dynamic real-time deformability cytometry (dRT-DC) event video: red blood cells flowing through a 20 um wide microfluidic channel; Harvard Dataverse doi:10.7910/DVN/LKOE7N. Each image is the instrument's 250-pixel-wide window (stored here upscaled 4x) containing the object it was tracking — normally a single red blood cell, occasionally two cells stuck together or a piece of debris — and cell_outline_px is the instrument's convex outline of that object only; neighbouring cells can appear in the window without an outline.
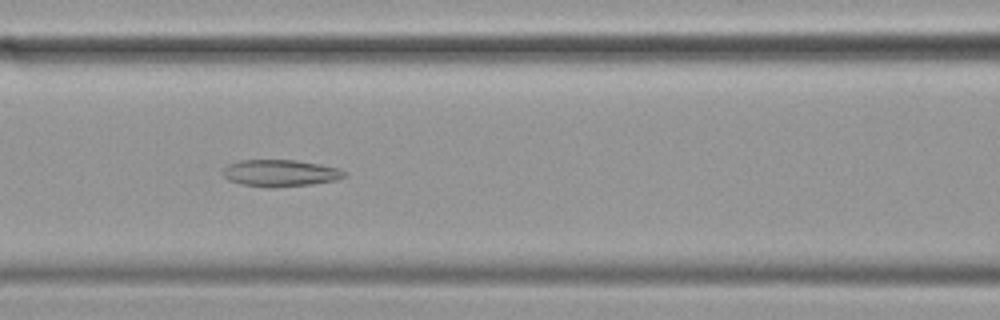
{"species": "common noctule bat (a hibernating species)", "species_latin": "Nyctalus noctula", "temperature_condition": "cold", "stored_images_in_passage": 47, "segment_of_instrument_passage": [1, 2], "camera_frame_rate_fps": 3000, "um_per_image_px": 0.085, "animal": {"sex": "female", "body_mass_g": 19.9}, "frame": {"image": 1, "passage_image": 14, "time_ms": 4.333, "image_size_px": [1000, 320], "cell_outline_px": [[348, 176], [336, 180], [308, 184], [240, 184], [228, 180], [224, 176], [224, 168], [228, 164], [240, 160], [296, 160], [320, 164], [340, 168], [348, 172]], "centroid_in_image_um": [23.9, 14.65], "position_along_channel_um": 142.7, "area_um2": 18.09}}
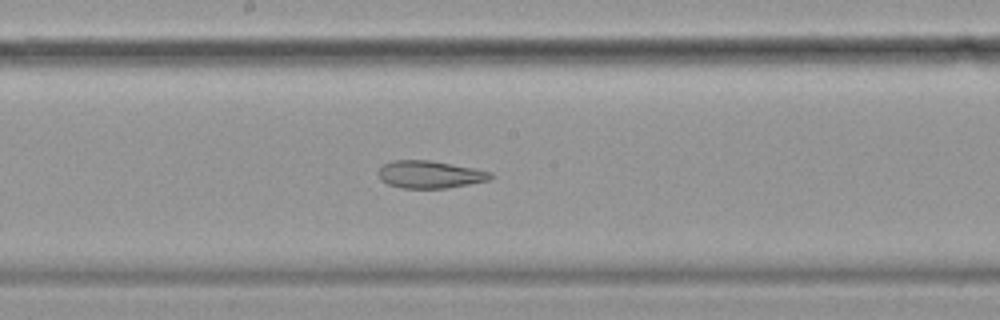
{"frame": {"image": 2, "passage_image": 20, "time_ms": 6.333, "image_size_px": [1000, 320], "cell_outline_px": [[492, 176], [488, 180], [448, 188], [400, 188], [388, 184], [380, 180], [380, 168], [384, 164], [392, 160], [428, 160], [472, 168], [492, 172]], "centroid_in_image_um": [36.51, 14.83], "position_along_channel_um": 211.7, "area_um2": 17.69}}
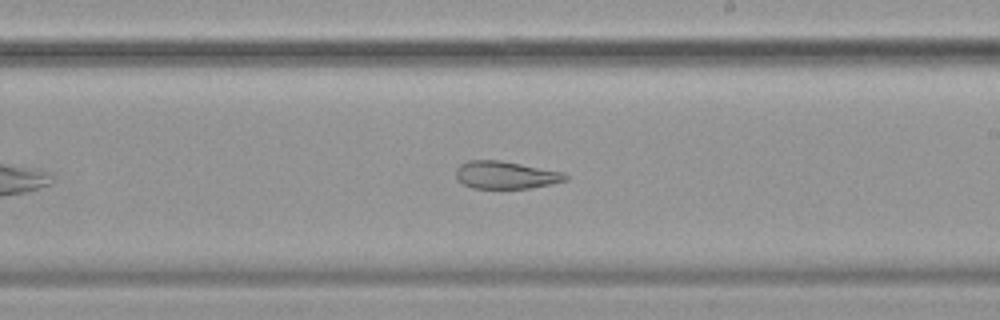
{"frame": {"image": 3, "passage_image": 23, "time_ms": 7.333, "image_size_px": [1000, 320], "cell_outline_px": [[568, 180], [552, 184], [528, 188], [472, 188], [464, 184], [456, 176], [456, 168], [460, 164], [468, 160], [500, 160], [564, 172], [568, 176]], "centroid_in_image_um": [43.0, 14.87], "position_along_channel_um": 246.0, "area_um2": 17.57}}